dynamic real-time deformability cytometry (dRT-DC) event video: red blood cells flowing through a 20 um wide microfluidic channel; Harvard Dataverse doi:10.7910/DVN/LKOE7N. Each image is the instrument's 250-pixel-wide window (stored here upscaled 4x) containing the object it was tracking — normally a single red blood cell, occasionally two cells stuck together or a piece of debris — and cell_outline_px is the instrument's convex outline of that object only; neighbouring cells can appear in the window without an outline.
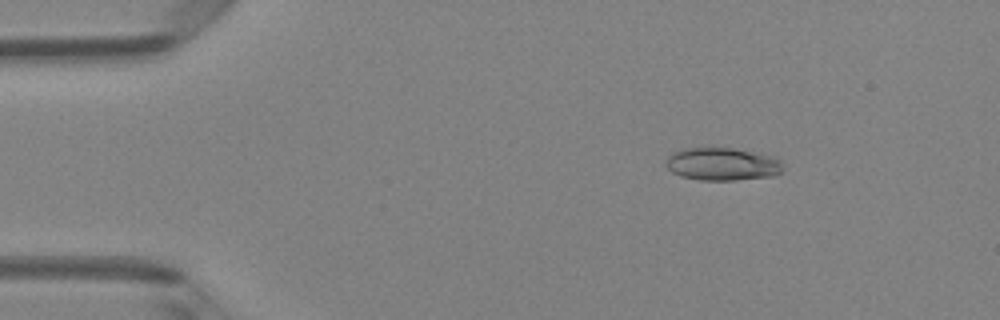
{"species": "Egyptian fruit bat (a non-hibernating species)", "species_latin": "Rousettus aegyptiacus", "temperature_condition": "room temperature", "stored_images_in_passage": 4, "camera_frame_rate_fps": 3000, "um_per_image_px": 0.085, "animal": {"sex": "female"}, "frame": {"image": 1, "passage_image": 2, "time_ms": 0.333, "image_size_px": [1000, 320], "cell_outline_px": [[780, 172], [776, 176], [736, 180], [700, 180], [680, 176], [672, 172], [664, 164], [668, 156], [672, 152], [684, 148], [732, 148], [776, 156], [780, 160]], "centroid_in_image_um": [61.37, 13.95], "position_along_channel_um": 23.6, "area_um2": 22.48}}
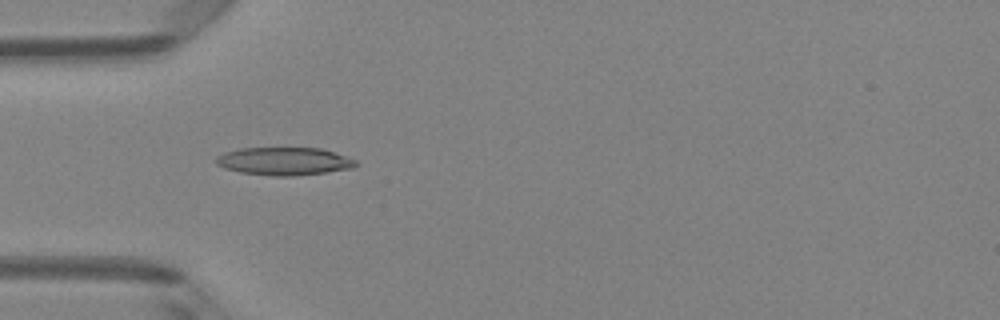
{"frame": {"image": 2, "passage_image": 4, "time_ms": 1.0, "image_size_px": [1000, 320], "cell_outline_px": [[360, 164], [352, 168], [324, 172], [292, 176], [272, 176], [240, 172], [224, 168], [216, 164], [216, 156], [224, 152], [240, 148], [320, 148], [356, 160]], "centroid_in_image_um": [24.12, 13.7], "position_along_channel_um": 60.9, "area_um2": 22.6}}